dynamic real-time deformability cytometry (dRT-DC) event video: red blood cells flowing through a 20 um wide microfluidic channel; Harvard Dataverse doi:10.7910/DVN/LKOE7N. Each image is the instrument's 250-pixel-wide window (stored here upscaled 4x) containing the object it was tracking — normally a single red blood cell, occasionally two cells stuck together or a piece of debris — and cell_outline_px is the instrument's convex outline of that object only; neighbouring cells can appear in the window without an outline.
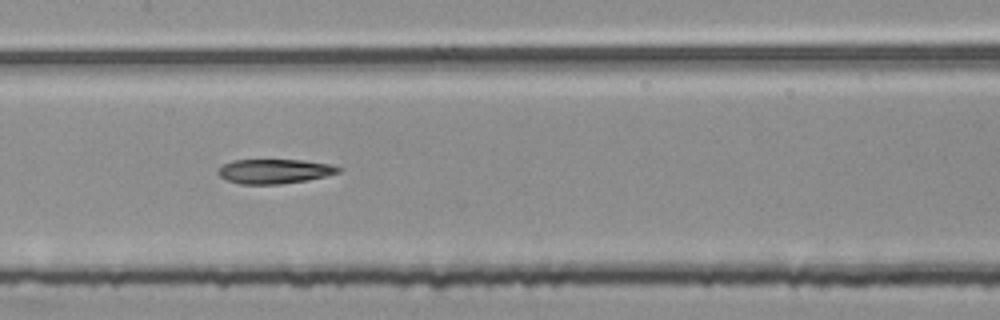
{"species": "common noctule bat (a hibernating species)", "species_latin": "Nyctalus noctula", "temperature_condition": "room temperature", "stored_images_in_passage": 53, "segment_of_instrument_passage": [2, 2], "camera_frame_rate_fps": 3000, "um_per_image_px": 0.085, "animal": {"sex": "female", "body_mass_g": 25.1}, "frame": {"image": 1, "passage_image": 26, "time_ms": 8.333, "image_size_px": [1000, 320], "cell_outline_px": [[344, 168], [340, 172], [324, 176], [304, 180], [280, 184], [240, 184], [228, 180], [220, 176], [216, 172], [224, 164], [232, 160], [300, 160], [332, 164]], "centroid_in_image_um": [23.34, 14.55], "position_along_channel_um": 184.1, "area_um2": 17.05}}
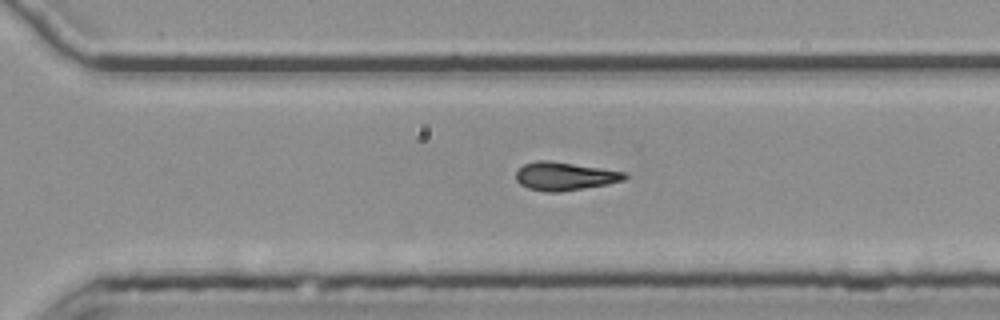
{"frame": {"image": 2, "passage_image": 37, "time_ms": 12.0, "image_size_px": [1000, 320], "cell_outline_px": [[628, 176], [624, 180], [608, 184], [560, 192], [544, 192], [528, 188], [520, 184], [516, 180], [516, 172], [524, 164], [536, 160], [548, 160], [628, 172]], "centroid_in_image_um": [48.01, 14.98], "position_along_channel_um": 322.6, "area_um2": 17.98}}
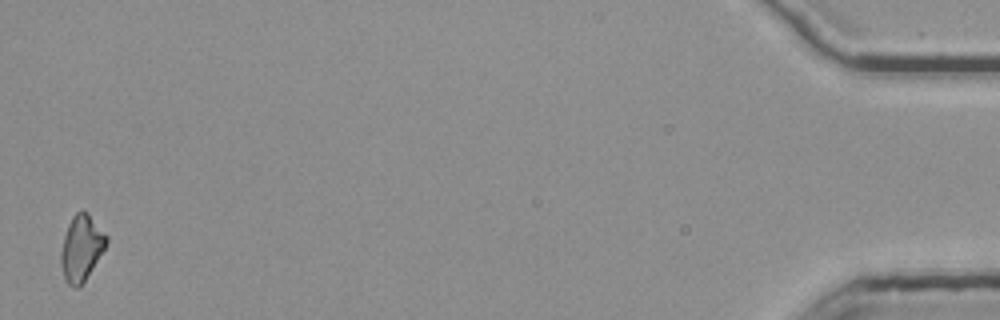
{"frame": {"image": 3, "passage_image": 53, "time_ms": 17.333, "image_size_px": [1000, 320], "cell_outline_px": [[108, 240], [104, 248], [92, 268], [84, 280], [76, 288], [72, 288], [64, 280], [60, 264], [60, 252], [64, 236], [68, 224], [72, 216], [80, 208], [88, 212], [108, 236]], "centroid_in_image_um": [6.89, 21.04], "position_along_channel_um": 428.3, "area_um2": 17.46}}